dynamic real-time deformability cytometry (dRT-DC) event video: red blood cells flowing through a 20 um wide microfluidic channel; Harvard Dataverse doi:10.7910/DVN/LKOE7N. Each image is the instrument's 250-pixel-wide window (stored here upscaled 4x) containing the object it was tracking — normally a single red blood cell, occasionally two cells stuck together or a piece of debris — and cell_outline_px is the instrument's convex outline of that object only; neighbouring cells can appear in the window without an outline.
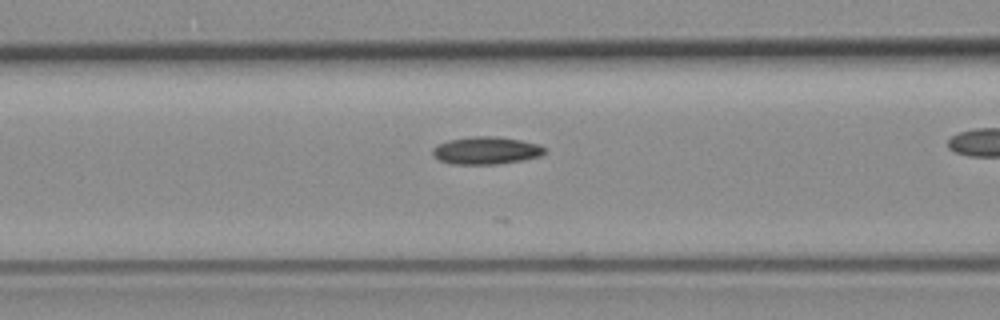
{"species": "common noctule bat (a hibernating species)", "species_latin": "Nyctalus noctula", "temperature_condition": "room temperature", "stored_images_in_passage": 11, "camera_frame_rate_fps": 3000, "um_per_image_px": 0.085, "animal": {"sex": "female", "body_mass_g": 19.3, "forearm_length_mm": 54.1}, "frame": {"image": 1, "passage_image": 5, "time_ms": 1.333, "image_size_px": [1000, 320], "cell_outline_px": [[544, 152], [540, 156], [524, 160], [496, 164], [452, 164], [440, 160], [432, 156], [432, 148], [436, 144], [448, 140], [472, 136], [496, 136], [520, 140], [540, 144], [544, 148]], "centroid_in_image_um": [41.28, 12.79], "position_along_channel_um": 125.3, "area_um2": 18.09}}